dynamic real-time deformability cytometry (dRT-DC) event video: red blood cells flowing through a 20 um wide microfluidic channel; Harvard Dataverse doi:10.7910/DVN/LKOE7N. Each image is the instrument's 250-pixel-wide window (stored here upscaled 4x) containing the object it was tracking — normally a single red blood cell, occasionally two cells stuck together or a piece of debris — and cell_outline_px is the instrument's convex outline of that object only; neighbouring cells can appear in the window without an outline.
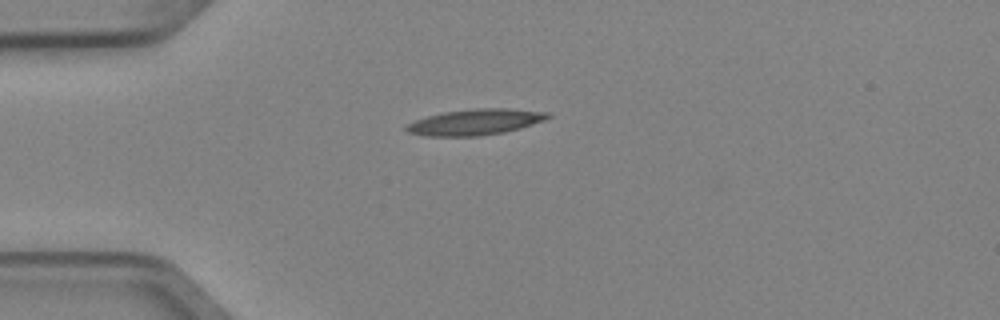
{"species": "Egyptian fruit bat (a non-hibernating species)", "species_latin": "Rousettus aegyptiacus", "temperature_condition": "cold", "stored_images_in_passage": 4, "camera_frame_rate_fps": 3000, "um_per_image_px": 0.085, "animal": {"sex": "female"}, "frame": {"image": 1, "passage_image": 1, "time_ms": 0.0, "image_size_px": [1000, 320], "cell_outline_px": [[552, 116], [544, 120], [520, 128], [504, 132], [476, 136], [428, 136], [408, 132], [404, 128], [408, 124], [416, 120], [428, 116], [444, 112], [476, 108], [504, 108], [548, 112]], "centroid_in_image_um": [40.41, 10.37], "position_along_channel_um": 44.6, "area_um2": 21.1}}
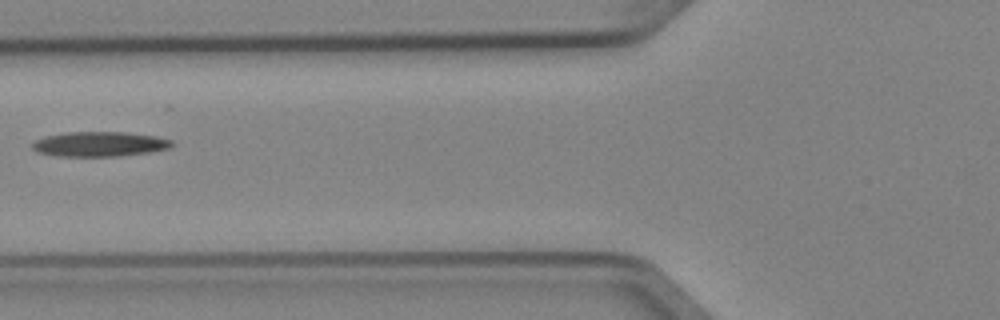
{"frame": {"image": 2, "passage_image": 3, "time_ms": 0.667, "image_size_px": [1000, 320], "cell_outline_px": [[172, 144], [168, 148], [148, 152], [116, 156], [56, 156], [36, 152], [32, 148], [32, 144], [36, 140], [44, 136], [68, 132], [124, 132], [156, 136], [172, 140]], "centroid_in_image_um": [8.41, 12.24], "position_along_channel_um": 117.4, "area_um2": 20.06}}